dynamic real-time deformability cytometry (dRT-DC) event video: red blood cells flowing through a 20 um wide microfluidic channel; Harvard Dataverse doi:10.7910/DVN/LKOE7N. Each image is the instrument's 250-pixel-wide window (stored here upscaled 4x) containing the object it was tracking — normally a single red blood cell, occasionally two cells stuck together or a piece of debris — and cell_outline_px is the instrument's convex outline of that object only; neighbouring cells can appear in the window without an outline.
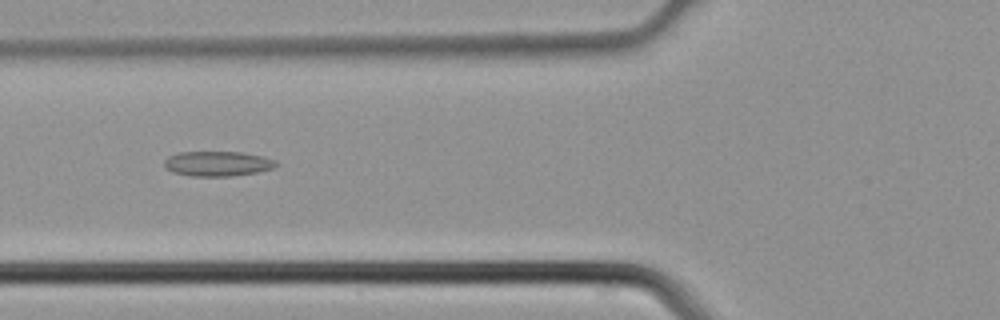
{"species": "common noctule bat (a hibernating species)", "species_latin": "Nyctalus noctula", "temperature_condition": "cold", "stored_images_in_passage": 4, "camera_frame_rate_fps": 3000, "um_per_image_px": 0.085, "animal": {"sex": "male", "body_mass_g": 21.5, "forearm_length_mm": 52.0}, "frame": {"image": 1, "passage_image": 3, "time_ms": 0.667, "image_size_px": [1000, 320], "cell_outline_px": [[280, 164], [272, 168], [256, 172], [232, 176], [192, 176], [172, 172], [164, 168], [164, 160], [168, 156], [180, 152], [240, 152], [260, 156], [276, 160]], "centroid_in_image_um": [18.46, 13.91], "position_along_channel_um": 107.3, "area_um2": 16.24}}
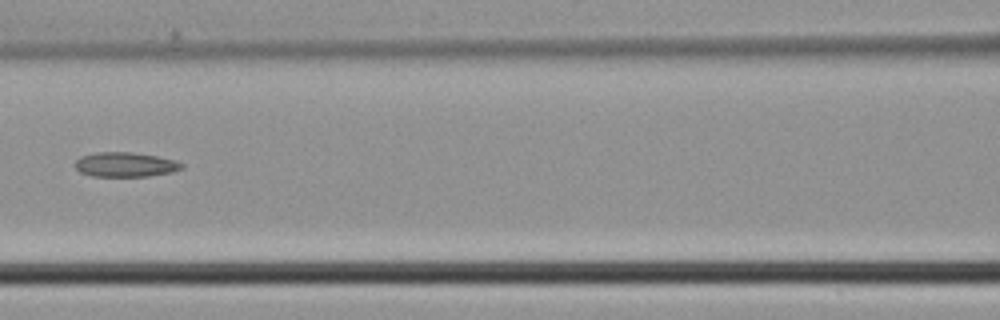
{"frame": {"image": 2, "passage_image": 4, "time_ms": 1.0, "image_size_px": [1000, 320], "cell_outline_px": [[184, 168], [172, 172], [148, 176], [92, 176], [80, 172], [76, 168], [76, 160], [80, 156], [96, 152], [132, 152], [156, 156], [176, 160], [184, 164]], "centroid_in_image_um": [10.67, 13.98], "position_along_channel_um": 155.9, "area_um2": 15.32}}